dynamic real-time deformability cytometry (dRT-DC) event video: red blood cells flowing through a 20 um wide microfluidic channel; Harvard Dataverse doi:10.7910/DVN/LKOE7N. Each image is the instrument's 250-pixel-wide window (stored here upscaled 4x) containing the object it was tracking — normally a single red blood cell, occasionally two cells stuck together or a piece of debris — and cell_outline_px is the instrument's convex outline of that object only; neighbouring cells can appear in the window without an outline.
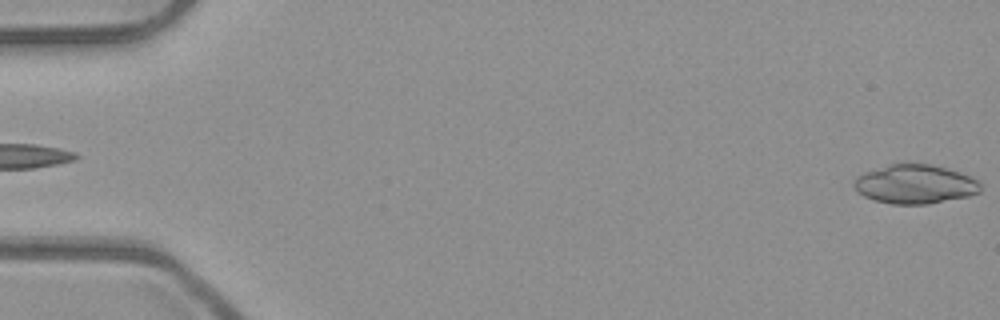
{"species": "common noctule bat (a hibernating species)", "species_latin": "Nyctalus noctula", "temperature_condition": "room temperature", "stored_images_in_passage": 5, "camera_frame_rate_fps": 3000, "um_per_image_px": 0.085, "animal": {"sex": "male", "body_mass_g": 23.1, "forearm_length_mm": 52.7}, "frame": {"image": 1, "passage_image": 5, "time_ms": 1.333, "image_size_px": [1000, 320], "cell_outline_px": [[980, 192], [968, 196], [928, 204], [892, 204], [876, 200], [864, 196], [852, 184], [856, 176], [864, 172], [888, 164], [932, 164], [948, 168], [972, 176], [980, 184]], "centroid_in_image_um": [77.78, 15.65], "position_along_channel_um": 7.2, "area_um2": 28.73}}